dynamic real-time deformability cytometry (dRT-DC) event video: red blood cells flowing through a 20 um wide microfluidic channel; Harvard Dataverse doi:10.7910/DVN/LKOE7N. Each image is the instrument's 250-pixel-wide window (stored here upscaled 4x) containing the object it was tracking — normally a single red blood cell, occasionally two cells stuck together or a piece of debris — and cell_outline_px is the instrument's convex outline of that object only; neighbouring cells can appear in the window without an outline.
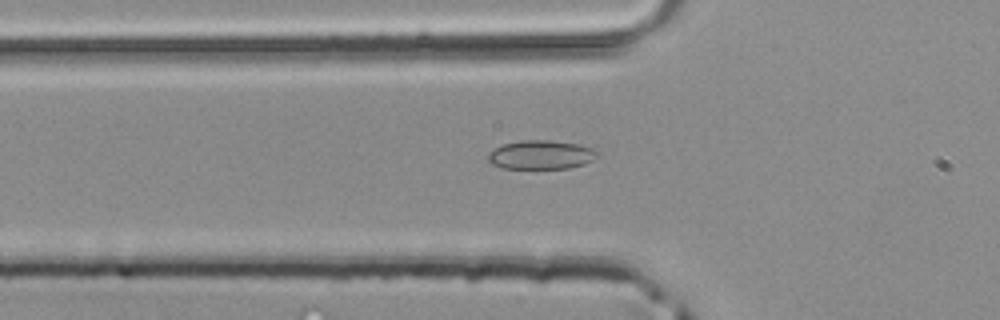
{"species": "common noctule bat (a hibernating species)", "species_latin": "Nyctalus noctula", "temperature_condition": "room temperature", "stored_images_in_passage": 29, "camera_frame_rate_fps": 3000, "um_per_image_px": 0.085, "animal": {"sex": "male", "body_mass_g": 20.4}, "frame": {"image": 1, "passage_image": 4, "time_ms": 1.0, "image_size_px": [1000, 320], "cell_outline_px": [[600, 152], [592, 160], [584, 164], [568, 168], [504, 168], [492, 164], [484, 160], [488, 152], [500, 144], [520, 140], [548, 140], [580, 144], [592, 148]], "centroid_in_image_um": [45.92, 13.14], "position_along_channel_um": 79.9, "area_um2": 18.67}}
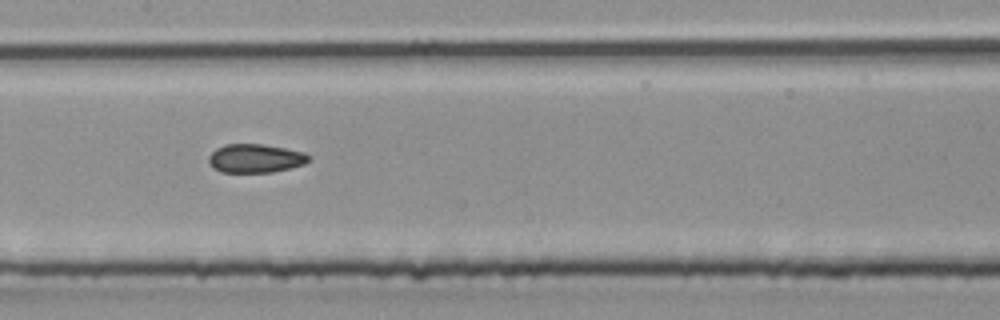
{"frame": {"image": 2, "passage_image": 11, "time_ms": 3.333, "image_size_px": [1000, 320], "cell_outline_px": [[308, 160], [304, 164], [292, 168], [272, 172], [220, 172], [212, 168], [208, 164], [208, 156], [216, 148], [224, 144], [260, 144], [284, 148], [304, 152], [308, 156]], "centroid_in_image_um": [21.65, 13.47], "position_along_channel_um": 185.8, "area_um2": 16.76}}
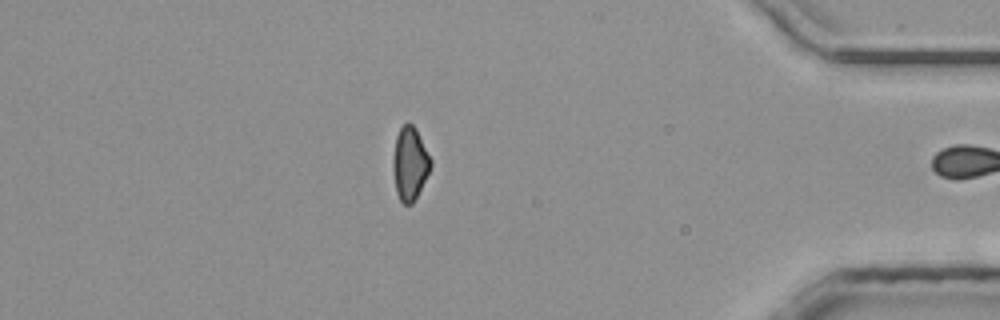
{"frame": {"image": 3, "passage_image": 28, "time_ms": 9.0, "image_size_px": [1000, 320], "cell_outline_px": [[432, 164], [412, 204], [404, 204], [400, 200], [396, 192], [392, 168], [392, 160], [396, 136], [400, 128], [408, 120], [416, 128], [432, 160]], "centroid_in_image_um": [34.82, 13.86], "position_along_channel_um": 400.4, "area_um2": 16.01}}